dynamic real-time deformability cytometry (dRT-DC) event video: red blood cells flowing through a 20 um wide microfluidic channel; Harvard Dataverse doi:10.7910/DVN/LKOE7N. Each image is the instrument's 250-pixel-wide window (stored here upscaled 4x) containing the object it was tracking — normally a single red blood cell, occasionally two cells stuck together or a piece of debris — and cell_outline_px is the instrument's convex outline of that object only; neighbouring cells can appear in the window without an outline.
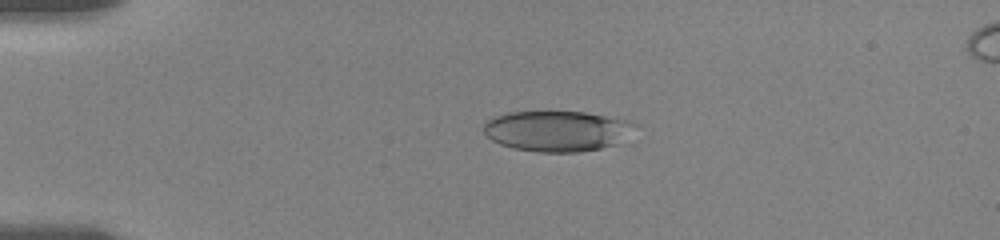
{"species": "human", "species_latin": "Homo sapiens", "temperature_condition": "room temperature", "stored_images_in_passage": 31, "camera_frame_rate_fps": 3000, "um_per_image_px": 0.085, "donor": {"sex": "female"}, "frame": {"image": 1, "passage_image": 1, "time_ms": 0.0, "image_size_px": [1000, 240], "cell_outline_px": [[616, 120], [612, 144], [600, 148], [580, 152], [536, 152], [512, 148], [500, 144], [492, 140], [484, 132], [484, 124], [492, 116], [508, 112], [584, 112], [604, 116]], "centroid_in_image_um": [46.85, 11.15], "position_along_channel_um": 38.1, "area_um2": 32.89}}
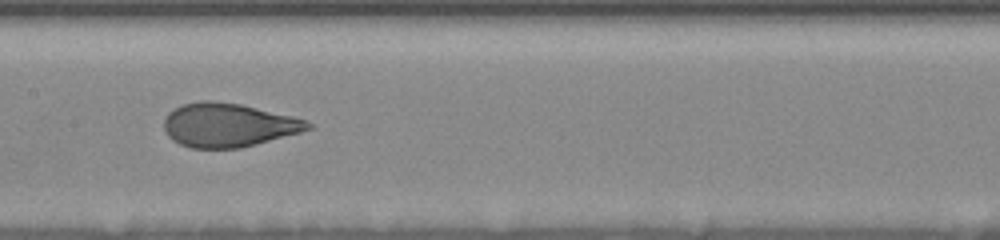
{"frame": {"image": 2, "passage_image": 16, "time_ms": 5.0, "image_size_px": [1000, 240], "cell_outline_px": [[316, 124], [312, 128], [300, 132], [256, 144], [240, 148], [192, 148], [180, 144], [172, 140], [168, 136], [164, 128], [164, 120], [168, 112], [180, 104], [200, 100], [212, 100], [240, 104], [292, 116]], "centroid_in_image_um": [19.38, 10.62], "position_along_channel_um": 188.0, "area_um2": 36.76}}
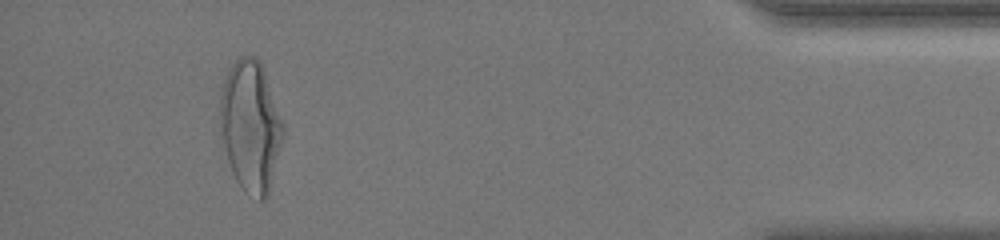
{"frame": {"image": 3, "passage_image": 30, "time_ms": 9.667, "image_size_px": [1000, 240], "cell_outline_px": [[284, 132], [268, 196], [264, 200], [260, 200], [244, 192], [240, 188], [232, 172], [228, 160], [224, 144], [220, 116], [220, 96], [224, 80], [232, 64], [240, 56], [252, 56], [260, 60], [284, 124]], "centroid_in_image_um": [21.31, 10.73], "position_along_channel_um": 413.9, "area_um2": 47.63}, "authors_computed_cell_mechanics": {"area_um2": 36.5874, "velocity_mm_per_s": 3.6851, "shape_relaxation_time_tau1_ms": 5.2975, "shape_relaxation_time_tau2_ms": 0.7254, "deformation_change_tau1": 0.2067, "deformation_change_tau2": 0.0778}}